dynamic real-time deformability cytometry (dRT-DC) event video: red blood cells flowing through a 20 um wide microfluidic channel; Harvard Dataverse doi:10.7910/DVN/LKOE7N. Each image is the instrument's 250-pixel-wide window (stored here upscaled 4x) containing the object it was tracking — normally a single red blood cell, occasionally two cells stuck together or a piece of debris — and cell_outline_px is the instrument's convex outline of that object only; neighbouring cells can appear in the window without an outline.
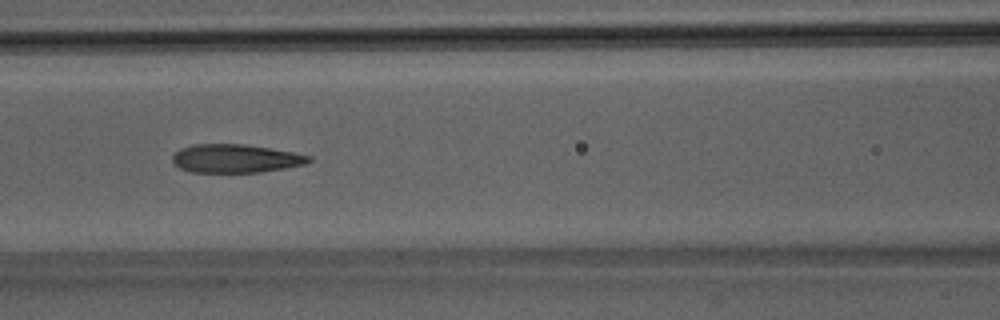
{"species": "Egyptian fruit bat (a non-hibernating species)", "species_latin": "Rousettus aegyptiacus", "temperature_condition": "room temperature", "stored_images_in_passage": 49, "camera_frame_rate_fps": 3000, "um_per_image_px": 0.085, "animal": {"sex": "male"}, "frame": {"image": 1, "passage_image": 21, "time_ms": 6.667, "image_size_px": [1000, 320], "cell_outline_px": [[312, 160], [304, 164], [284, 168], [260, 172], [192, 172], [180, 168], [172, 164], [172, 156], [180, 148], [192, 144], [244, 144], [296, 152], [312, 156]], "centroid_in_image_um": [20.01, 13.46], "position_along_channel_um": 146.6, "area_um2": 22.72}}
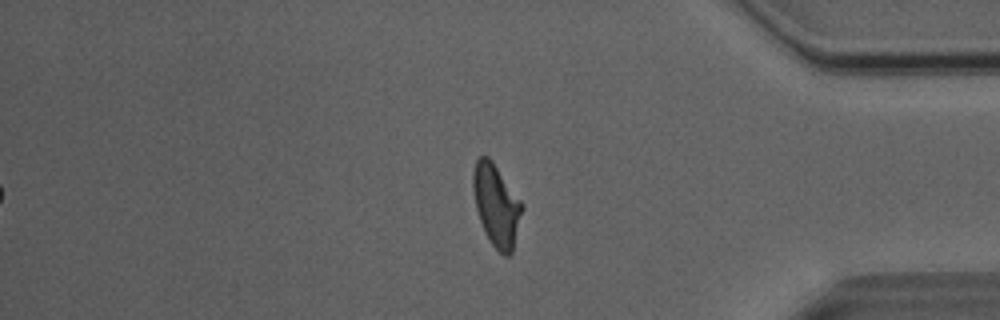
{"frame": {"image": 2, "passage_image": 41, "time_ms": 13.333, "image_size_px": [1000, 320], "cell_outline_px": [[524, 208], [512, 252], [508, 256], [504, 256], [492, 244], [484, 232], [476, 208], [472, 188], [472, 172], [476, 160], [480, 156], [488, 156], [492, 160], [524, 204]], "centroid_in_image_um": [42.19, 17.43], "position_along_channel_um": 393.0, "area_um2": 23.52}}
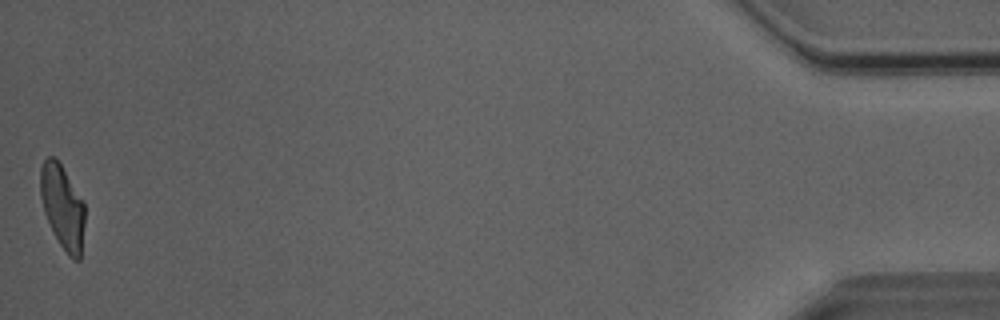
{"frame": {"image": 3, "passage_image": 49, "time_ms": 16.0, "image_size_px": [1000, 320], "cell_outline_px": [[84, 224], [80, 260], [72, 260], [68, 256], [60, 244], [44, 212], [40, 196], [40, 168], [44, 160], [48, 156], [52, 156], [60, 164], [84, 200]], "centroid_in_image_um": [5.32, 17.58], "position_along_channel_um": 429.9, "area_um2": 21.56}, "authors_computed_cell_mechanics": {"area_um2": 23.409, "velocity_mm_per_s": 4.0767, "shape_relaxation_time_tau1_ms": null, "shape_relaxation_time_tau2_ms": 1.7688, "deformation_change_tau1": null, "deformation_change_tau2": 0.0974}}